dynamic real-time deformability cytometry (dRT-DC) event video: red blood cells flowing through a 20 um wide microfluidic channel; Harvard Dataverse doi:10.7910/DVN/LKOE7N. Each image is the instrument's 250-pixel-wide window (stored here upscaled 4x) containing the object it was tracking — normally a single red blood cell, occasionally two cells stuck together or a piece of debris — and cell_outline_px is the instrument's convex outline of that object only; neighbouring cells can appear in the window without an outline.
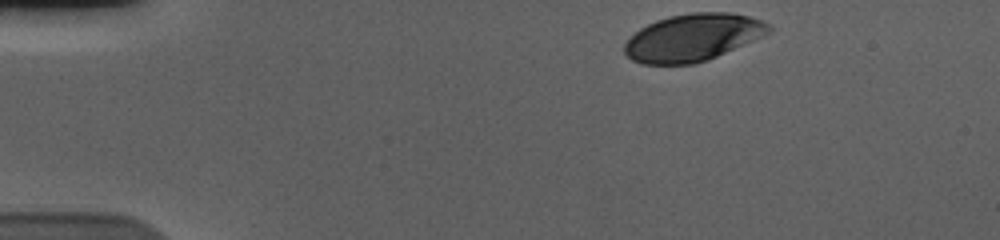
{"species": "human", "species_latin": "Homo sapiens", "temperature_condition": "cold", "stored_images_in_passage": 40, "camera_frame_rate_fps": 3000, "um_per_image_px": 0.085, "donor": {"sex": "male"}, "frame": {"image": 1, "passage_image": 1, "time_ms": 0.0, "image_size_px": [1000, 240], "cell_outline_px": [[772, 28], [768, 32], [752, 40], [716, 56], [692, 64], [640, 64], [632, 60], [624, 52], [624, 44], [640, 28], [656, 20], [668, 16], [692, 12], [732, 12], [748, 16], [760, 20], [768, 24]], "centroid_in_image_um": [58.84, 3.17], "position_along_channel_um": 26.2, "area_um2": 39.19}}
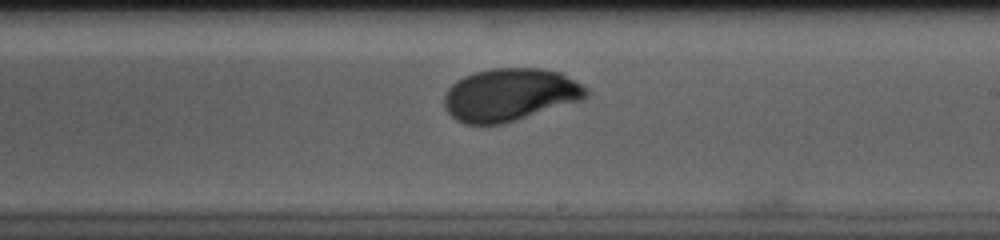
{"frame": {"image": 2, "passage_image": 26, "time_ms": 8.333, "image_size_px": [1000, 240], "cell_outline_px": [[592, 92], [588, 96], [580, 100], [516, 120], [500, 124], [464, 124], [456, 120], [444, 108], [444, 96], [448, 88], [456, 80], [464, 76], [476, 72], [492, 68], [544, 68], [560, 72], [588, 88]], "centroid_in_image_um": [43.34, 8.04], "position_along_channel_um": 245.7, "area_um2": 43.58}}
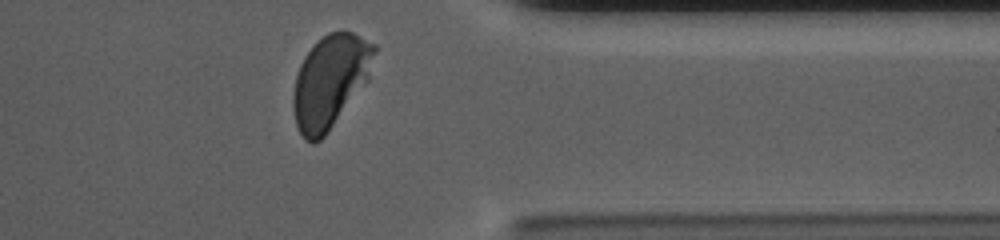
{"frame": {"image": 3, "passage_image": 38, "time_ms": 12.333, "image_size_px": [1000, 240], "cell_outline_px": [[376, 52], [368, 80], [324, 136], [320, 140], [312, 144], [304, 140], [296, 124], [292, 104], [292, 96], [296, 76], [300, 64], [304, 56], [316, 40], [328, 32], [344, 28], [376, 44]], "centroid_in_image_um": [28.06, 6.86], "position_along_channel_um": 383.3, "area_um2": 44.16}, "authors_computed_cell_mechanics": {"area_um2": 43.2633, "velocity_mm_per_s": 3.6381, "shape_relaxation_time_tau1_ms": 3.7442, "shape_relaxation_time_tau2_ms": null, "deformation_change_tau1": 0.1572, "deformation_change_tau2": null}}